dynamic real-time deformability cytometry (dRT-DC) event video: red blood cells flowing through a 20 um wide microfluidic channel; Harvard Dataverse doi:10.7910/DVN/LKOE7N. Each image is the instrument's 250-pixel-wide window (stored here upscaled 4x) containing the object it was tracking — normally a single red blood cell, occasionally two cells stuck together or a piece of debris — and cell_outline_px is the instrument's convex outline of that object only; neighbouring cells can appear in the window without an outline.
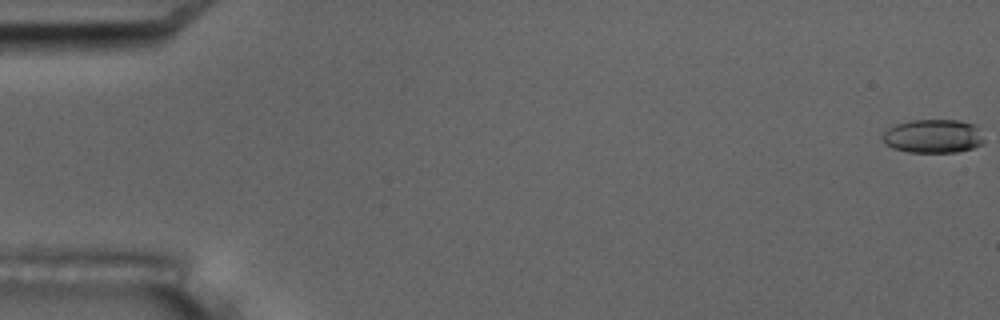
{"species": "common noctule bat (a hibernating species)", "species_latin": "Nyctalus noctula", "temperature_condition": "room temperature", "stored_images_in_passage": 6, "camera_frame_rate_fps": 3000, "um_per_image_px": 0.085, "animal": {"sex": "male", "body_mass_g": 17.5, "forearm_length_mm": 52.3}, "frame": {"image": 1, "passage_image": 1, "time_ms": 0.0, "image_size_px": [1000, 320], "cell_outline_px": [[984, 144], [972, 148], [956, 152], [908, 152], [892, 148], [884, 144], [880, 136], [888, 128], [896, 124], [912, 120], [960, 120], [972, 124], [976, 128], [984, 140]], "centroid_in_image_um": [79.26, 11.58], "position_along_channel_um": 5.7, "area_um2": 19.94}}